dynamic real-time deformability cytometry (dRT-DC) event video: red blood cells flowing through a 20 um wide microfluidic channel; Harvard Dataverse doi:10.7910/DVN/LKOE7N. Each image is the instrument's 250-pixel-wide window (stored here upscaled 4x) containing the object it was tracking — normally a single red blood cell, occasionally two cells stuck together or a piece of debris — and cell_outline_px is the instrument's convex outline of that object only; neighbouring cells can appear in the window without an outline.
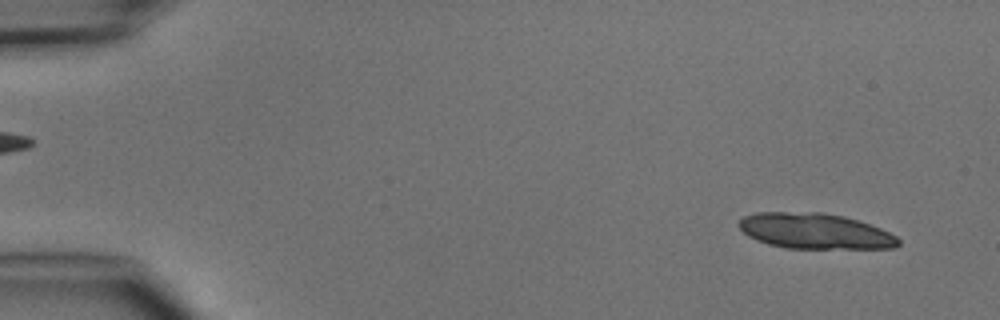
{"species": "common noctule bat (a hibernating species)", "species_latin": "Nyctalus noctula", "temperature_condition": "cold", "stored_images_in_passage": 4, "camera_frame_rate_fps": 3000, "um_per_image_px": 0.085, "animal": {"sex": "male", "body_mass_g": 15.6}, "frame": {"image": 1, "passage_image": 1, "time_ms": 0.0, "image_size_px": [1000, 320], "cell_outline_px": [[900, 244], [896, 248], [784, 248], [768, 244], [756, 240], [748, 236], [740, 228], [740, 220], [744, 216], [756, 212], [824, 212], [844, 216], [860, 220], [880, 228], [896, 236], [900, 240]], "centroid_in_image_um": [69.29, 19.64], "position_along_channel_um": 15.7, "area_um2": 33.18}}